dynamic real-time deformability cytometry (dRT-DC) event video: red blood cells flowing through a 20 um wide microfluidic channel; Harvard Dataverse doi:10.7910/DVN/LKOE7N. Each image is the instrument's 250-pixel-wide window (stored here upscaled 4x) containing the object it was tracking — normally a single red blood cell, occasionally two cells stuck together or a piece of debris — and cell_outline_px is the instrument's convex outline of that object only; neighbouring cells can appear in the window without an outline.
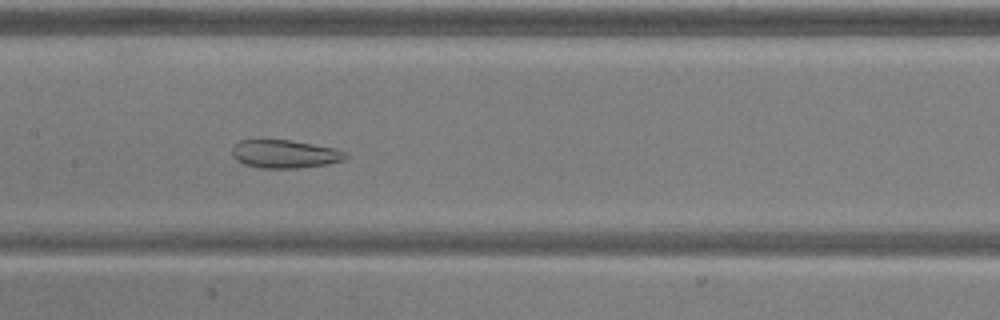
{"species": "common noctule bat (a hibernating species)", "species_latin": "Nyctalus noctula", "temperature_condition": "warm", "stored_images_in_passage": 49, "camera_frame_rate_fps": 3000, "um_per_image_px": 0.085, "animal": {"sex": "male", "body_mass_g": 20.5, "forearm_length_mm": 52.5}, "frame": {"image": 1, "passage_image": 22, "time_ms": 7.0, "image_size_px": [1000, 320], "cell_outline_px": [[348, 156], [344, 160], [328, 164], [296, 168], [260, 168], [244, 164], [236, 160], [232, 156], [232, 148], [240, 140], [288, 140], [336, 148], [348, 152]], "centroid_in_image_um": [24.23, 13.09], "position_along_channel_um": 183.2, "area_um2": 18.67}, "authors_computed_cell_mechanics": {"area_um2": 29.0156, "velocity_mm_per_s": 3.9111, "shape_relaxation_time_tau1_ms": null, "shape_relaxation_time_tau2_ms": 1.7665, "deformation_change_tau1": null, "deformation_change_tau2": 0.0841}}